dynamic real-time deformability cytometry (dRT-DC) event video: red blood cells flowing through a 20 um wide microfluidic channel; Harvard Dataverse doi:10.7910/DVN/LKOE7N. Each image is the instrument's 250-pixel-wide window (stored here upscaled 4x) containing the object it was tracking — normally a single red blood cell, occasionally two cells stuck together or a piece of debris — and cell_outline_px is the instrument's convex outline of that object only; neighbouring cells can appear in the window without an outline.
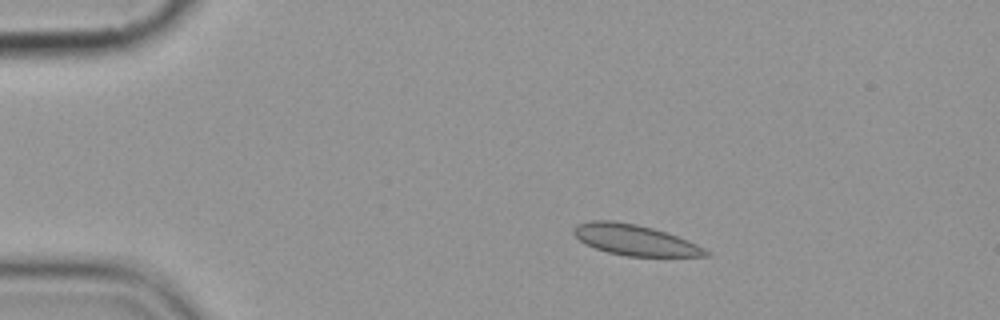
{"species": "common noctule bat (a hibernating species)", "species_latin": "Nyctalus noctula", "temperature_condition": "cold", "stored_images_in_passage": 6, "camera_frame_rate_fps": 3000, "um_per_image_px": 0.085, "animal": {"sex": "female", "body_mass_g": 19.9}, "frame": {"image": 1, "passage_image": 3, "time_ms": 3.333, "image_size_px": [1000, 320], "cell_outline_px": [[712, 256], [624, 256], [608, 252], [584, 244], [572, 232], [572, 228], [576, 224], [592, 220], [612, 220], [636, 224], [652, 228], [688, 240], [712, 252]], "centroid_in_image_um": [53.94, 20.4], "position_along_channel_um": 31.1, "area_um2": 23.64}}
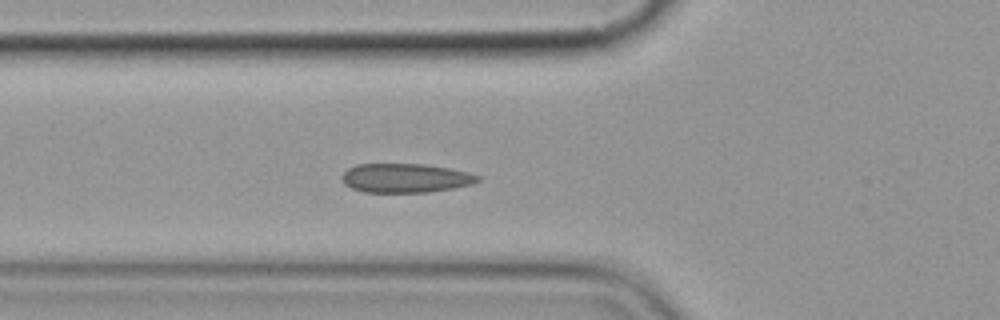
{"frame": {"image": 2, "passage_image": 6, "time_ms": 6.667, "image_size_px": [1000, 320], "cell_outline_px": [[484, 176], [480, 180], [472, 184], [452, 188], [428, 192], [364, 192], [352, 188], [344, 184], [340, 176], [348, 168], [356, 164], [424, 164], [448, 168], [468, 172]], "centroid_in_image_um": [34.47, 15.13], "position_along_channel_um": 91.3, "area_um2": 23.12}}